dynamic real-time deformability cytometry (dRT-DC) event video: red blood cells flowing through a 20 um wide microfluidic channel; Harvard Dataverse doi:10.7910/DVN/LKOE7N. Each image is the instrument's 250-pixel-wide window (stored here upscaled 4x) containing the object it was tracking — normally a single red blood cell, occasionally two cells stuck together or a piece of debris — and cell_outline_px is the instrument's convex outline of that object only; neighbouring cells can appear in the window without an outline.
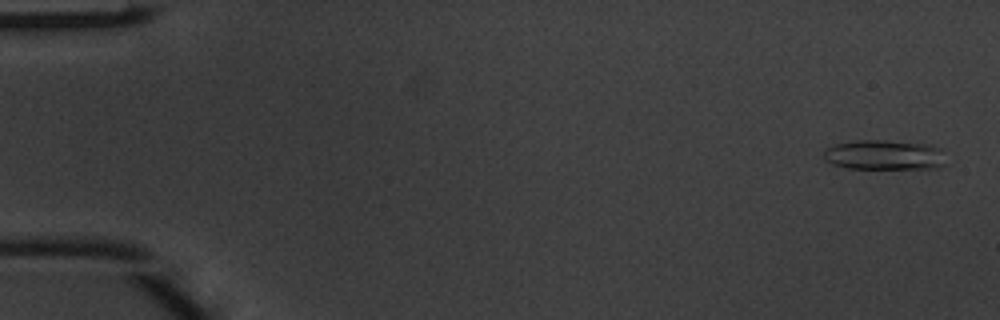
{"species": "common noctule bat (a hibernating species)", "species_latin": "Nyctalus noctula", "temperature_condition": "warm", "stored_images_in_passage": 5, "camera_frame_rate_fps": 3000, "um_per_image_px": 0.085, "animal": {"sex": "male", "body_mass_g": 20.1, "forearm_length_mm": 53.5}, "frame": {"image": 1, "passage_image": 1, "time_ms": 0.0, "image_size_px": [1000, 320], "cell_outline_px": [[944, 164], [940, 168], [848, 168], [832, 164], [824, 160], [824, 152], [828, 148], [836, 144], [856, 140], [884, 140], [932, 144], [940, 148]], "centroid_in_image_um": [75.17, 13.16], "position_along_channel_um": 9.8, "area_um2": 21.21}}